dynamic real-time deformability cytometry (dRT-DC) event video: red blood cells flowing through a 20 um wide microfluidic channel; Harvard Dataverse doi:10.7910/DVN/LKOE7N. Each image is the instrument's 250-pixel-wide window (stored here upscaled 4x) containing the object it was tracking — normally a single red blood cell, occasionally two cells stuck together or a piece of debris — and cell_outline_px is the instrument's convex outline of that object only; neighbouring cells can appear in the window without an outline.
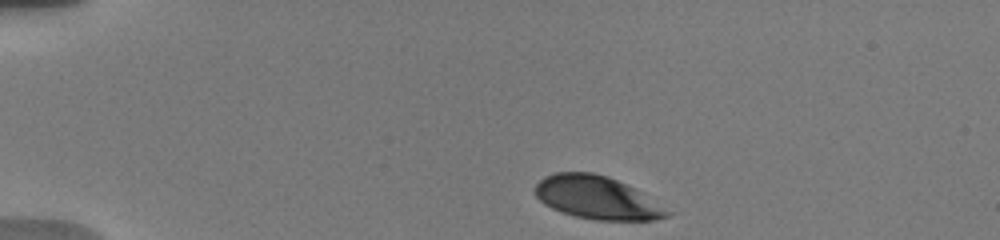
{"species": "human", "species_latin": "Homo sapiens", "temperature_condition": "warm", "stored_images_in_passage": 13, "camera_frame_rate_fps": 3000, "um_per_image_px": 0.085, "donor": {"sex": "male"}, "frame": {"image": 1, "passage_image": 1, "time_ms": 0.0, "image_size_px": [1000, 240], "cell_outline_px": [[668, 216], [656, 220], [596, 220], [576, 216], [552, 208], [544, 204], [536, 196], [536, 184], [544, 176], [556, 172], [592, 172], [608, 176], [632, 188], [668, 212]], "centroid_in_image_um": [50.64, 16.79], "position_along_channel_um": 34.4, "area_um2": 32.08}}
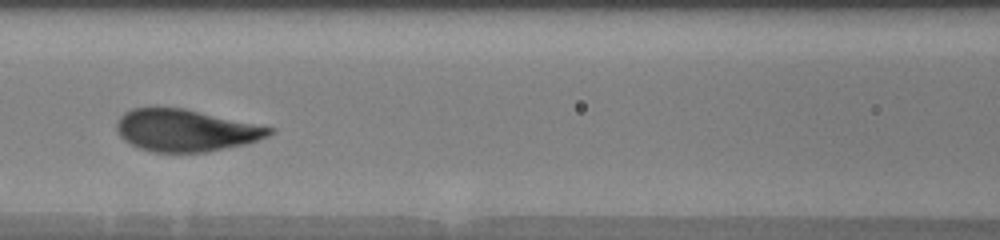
{"frame": {"image": 2, "passage_image": 8, "time_ms": 5.0, "image_size_px": [1000, 240], "cell_outline_px": [[276, 132], [268, 136], [244, 144], [204, 152], [152, 152], [140, 148], [124, 140], [116, 132], [116, 124], [120, 116], [124, 112], [132, 108], [184, 108], [276, 128]], "centroid_in_image_um": [15.78, 11.08], "position_along_channel_um": 150.8, "area_um2": 37.28}}
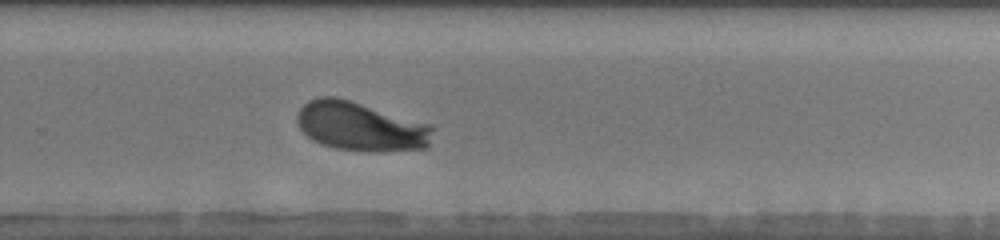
{"frame": {"image": 3, "passage_image": 13, "time_ms": 9.0, "image_size_px": [1000, 240], "cell_outline_px": [[432, 128], [428, 148], [380, 152], [368, 152], [336, 148], [320, 144], [312, 140], [300, 128], [296, 120], [296, 116], [300, 108], [308, 100], [316, 96], [336, 96], [432, 124]], "centroid_in_image_um": [30.64, 10.75], "position_along_channel_um": 299.2, "area_um2": 39.07}}